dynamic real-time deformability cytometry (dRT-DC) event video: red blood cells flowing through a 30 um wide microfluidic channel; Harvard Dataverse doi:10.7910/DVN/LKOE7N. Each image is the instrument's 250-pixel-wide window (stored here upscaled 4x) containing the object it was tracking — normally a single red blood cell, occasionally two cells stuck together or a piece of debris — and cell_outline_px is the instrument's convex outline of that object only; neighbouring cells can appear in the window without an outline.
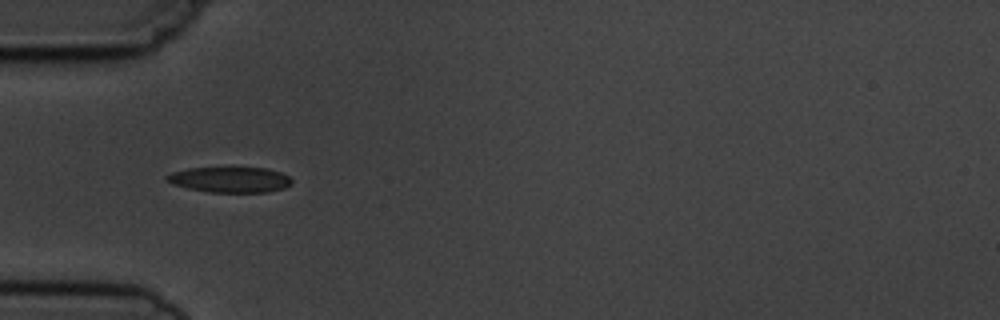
{"species": "common noctule bat (a hibernating species)", "species_latin": "Nyctalus noctula", "temperature_condition": "cold", "stored_images_in_passage": 6, "camera_frame_rate_fps": 3000, "um_per_image_px": 0.085, "animal": {"sex": "male", "body_mass_g": 19.5, "forearm_length_mm": 54.6}, "frame": {"image": 1, "passage_image": 5, "time_ms": 4.333, "image_size_px": [1000, 320], "cell_outline_px": [[292, 184], [284, 188], [268, 192], [208, 192], [188, 188], [172, 184], [164, 176], [172, 172], [188, 168], [268, 168], [280, 172], [288, 176], [292, 180]], "centroid_in_image_um": [19.56, 15.27], "position_along_channel_um": 65.4, "area_um2": 18.55}}
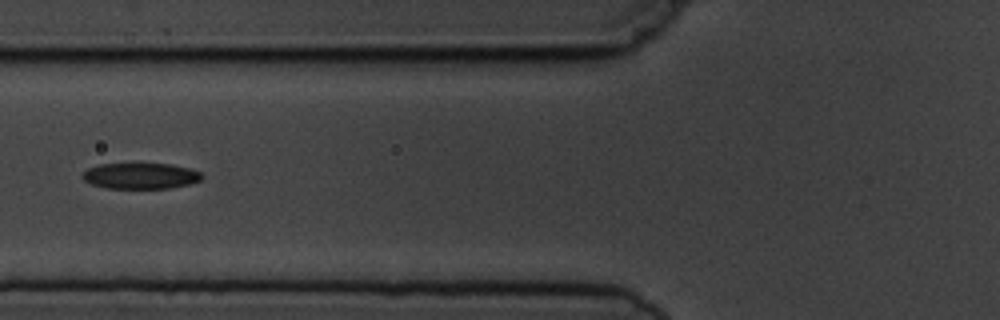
{"frame": {"image": 2, "passage_image": 6, "time_ms": 5.667, "image_size_px": [1000, 320], "cell_outline_px": [[204, 176], [200, 180], [188, 184], [168, 188], [108, 188], [92, 184], [84, 180], [80, 176], [88, 168], [100, 164], [172, 164], [188, 168], [200, 172]], "centroid_in_image_um": [11.94, 14.95], "position_along_channel_um": 113.9, "area_um2": 17.86}}